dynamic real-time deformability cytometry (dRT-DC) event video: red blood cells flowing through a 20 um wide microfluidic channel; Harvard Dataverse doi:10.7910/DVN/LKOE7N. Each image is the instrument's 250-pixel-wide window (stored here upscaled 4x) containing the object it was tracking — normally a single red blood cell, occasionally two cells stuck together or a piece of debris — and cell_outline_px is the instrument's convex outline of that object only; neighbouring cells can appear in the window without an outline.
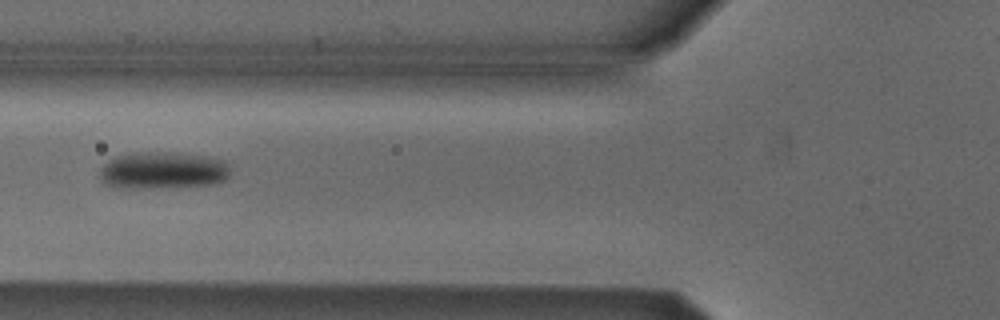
{"species": "Egyptian fruit bat (a non-hibernating species)", "species_latin": "Rousettus aegyptiacus", "temperature_condition": "cold", "stored_images_in_passage": 15, "camera_frame_rate_fps": 3000, "um_per_image_px": 0.085, "animal": {"sex": "male"}, "frame": {"image": 1, "passage_image": 4, "time_ms": 1.0, "image_size_px": [1000, 320], "cell_outline_px": [[228, 176], [224, 180], [212, 184], [136, 188], [120, 188], [104, 184], [100, 180], [100, 168], [108, 160], [116, 156], [136, 152], [168, 152], [208, 156], [224, 160], [228, 164]], "centroid_in_image_um": [13.79, 14.47], "position_along_channel_um": 112.0, "area_um2": 28.09}}
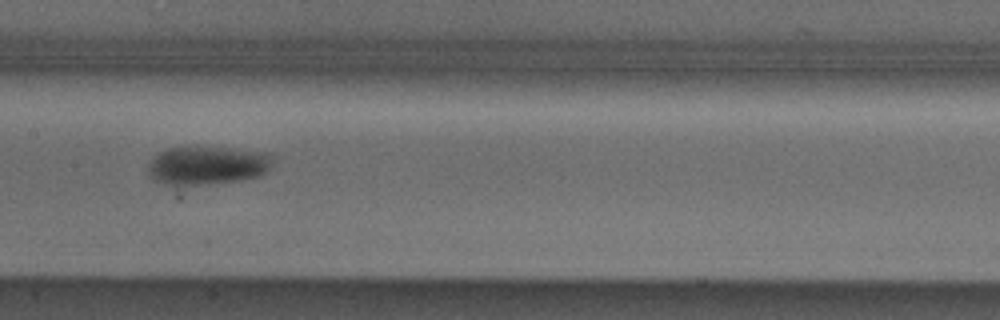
{"frame": {"image": 2, "passage_image": 10, "time_ms": 3.0, "image_size_px": [1000, 320], "cell_outline_px": [[272, 156], [268, 168], [260, 176], [236, 180], [180, 188], [172, 188], [148, 176], [148, 160], [152, 156], [168, 148], [228, 148], [268, 152]], "centroid_in_image_um": [17.51, 14.1], "position_along_channel_um": 189.9, "area_um2": 28.26}}
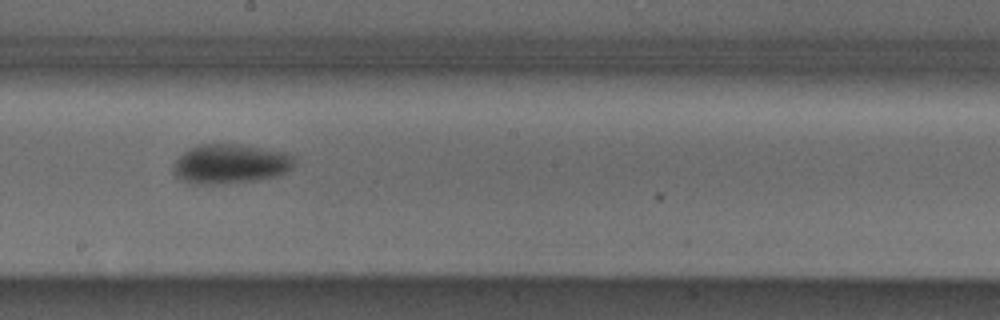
{"frame": {"image": 3, "passage_image": 13, "time_ms": 4.0, "image_size_px": [1000, 320], "cell_outline_px": [[296, 164], [288, 172], [280, 176], [256, 180], [220, 184], [192, 184], [180, 180], [172, 172], [172, 164], [184, 152], [200, 144], [240, 144], [288, 152], [296, 160]], "centroid_in_image_um": [19.61, 13.94], "position_along_channel_um": 228.6, "area_um2": 28.38}}